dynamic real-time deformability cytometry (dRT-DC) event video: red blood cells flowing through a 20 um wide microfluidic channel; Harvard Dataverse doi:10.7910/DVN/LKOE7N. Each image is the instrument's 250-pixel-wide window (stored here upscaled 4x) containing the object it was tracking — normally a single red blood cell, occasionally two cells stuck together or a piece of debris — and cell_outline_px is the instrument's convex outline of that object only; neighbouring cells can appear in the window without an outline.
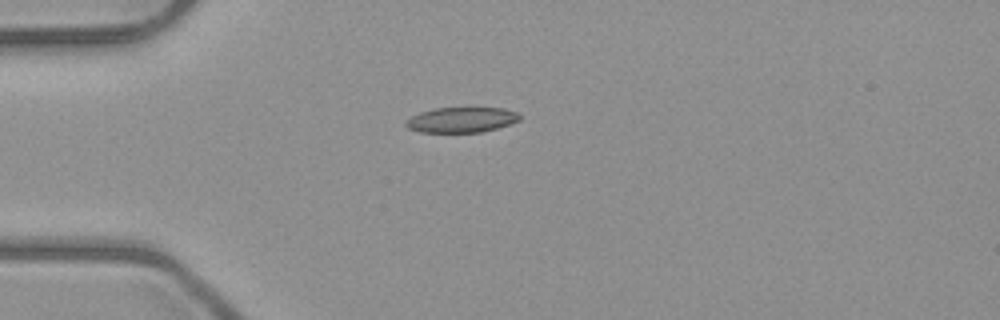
{"species": "common noctule bat (a hibernating species)", "species_latin": "Nyctalus noctula", "temperature_condition": "room temperature", "stored_images_in_passage": 8, "camera_frame_rate_fps": 3000, "um_per_image_px": 0.085, "animal": {"sex": "male", "body_mass_g": 23.1, "forearm_length_mm": 52.7}, "frame": {"image": 1, "passage_image": 4, "time_ms": 4.333, "image_size_px": [1000, 320], "cell_outline_px": [[520, 120], [496, 128], [480, 132], [420, 132], [408, 128], [404, 124], [412, 116], [420, 112], [432, 108], [504, 108], [520, 112]], "centroid_in_image_um": [39.24, 10.17], "position_along_channel_um": 45.8, "area_um2": 16.7}}
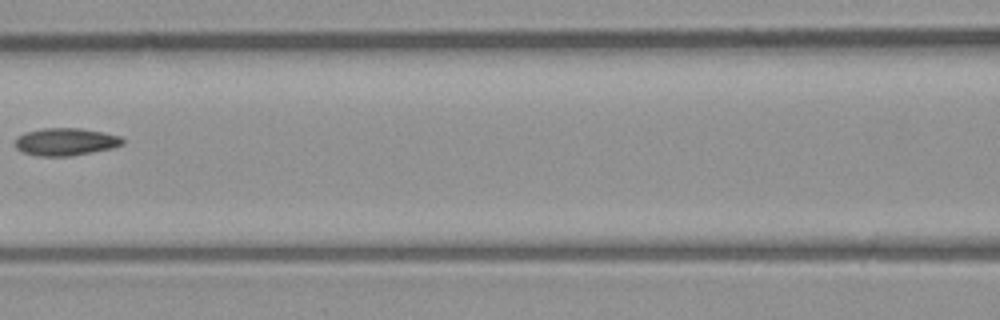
{"frame": {"image": 2, "passage_image": 7, "time_ms": 7.667, "image_size_px": [1000, 320], "cell_outline_px": [[124, 144], [112, 148], [72, 156], [40, 156], [24, 152], [16, 148], [16, 140], [20, 136], [28, 132], [40, 128], [80, 128], [104, 132], [120, 136], [124, 140]], "centroid_in_image_um": [5.63, 12.05], "position_along_channel_um": 161.0, "area_um2": 17.11}}
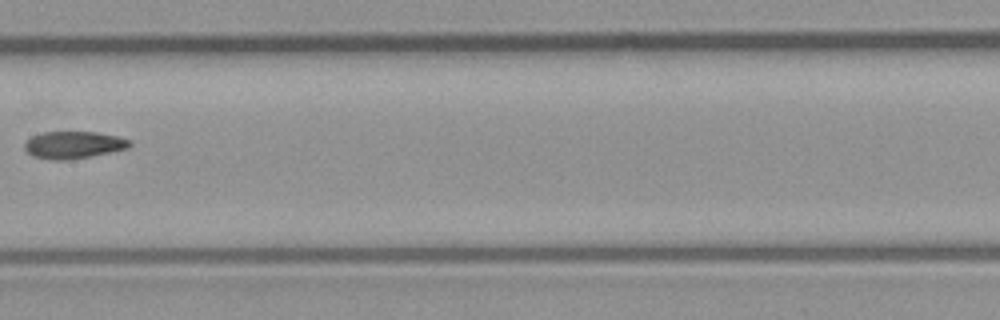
{"frame": {"image": 3, "passage_image": 8, "time_ms": 8.667, "image_size_px": [1000, 320], "cell_outline_px": [[132, 144], [128, 148], [68, 160], [52, 160], [32, 156], [24, 148], [24, 144], [32, 136], [44, 132], [96, 132], [116, 136], [132, 140]], "centroid_in_image_um": [6.24, 12.31], "position_along_channel_um": 201.2, "area_um2": 16.47}}